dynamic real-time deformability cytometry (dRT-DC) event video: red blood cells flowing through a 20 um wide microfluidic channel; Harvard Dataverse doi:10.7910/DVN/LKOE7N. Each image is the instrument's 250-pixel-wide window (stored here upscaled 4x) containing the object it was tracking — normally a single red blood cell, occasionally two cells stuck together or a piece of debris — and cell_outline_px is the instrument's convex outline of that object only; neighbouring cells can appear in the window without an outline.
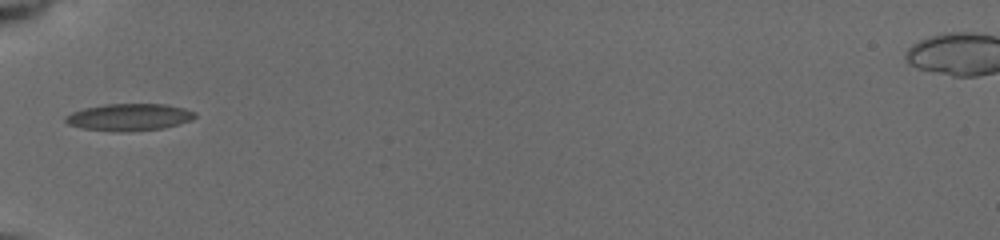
{"species": "common noctule bat (a hibernating species)", "species_latin": "Nyctalus noctula", "temperature_condition": "cold", "stored_images_in_passage": 40, "camera_frame_rate_fps": 3000, "um_per_image_px": 0.085, "animal": {"sex": "female", "body_mass_g": 19.5, "forearm_length_mm": 54.1}, "frame": {"image": 1, "passage_image": 1, "time_ms": 0.0, "image_size_px": [1000, 240], "cell_outline_px": [[196, 116], [192, 120], [164, 128], [124, 132], [116, 132], [84, 128], [68, 124], [64, 120], [64, 116], [72, 112], [84, 108], [104, 104], [164, 104], [184, 108], [196, 112]], "centroid_in_image_um": [10.98, 9.96], "position_along_channel_um": 74.0, "area_um2": 20.46}}
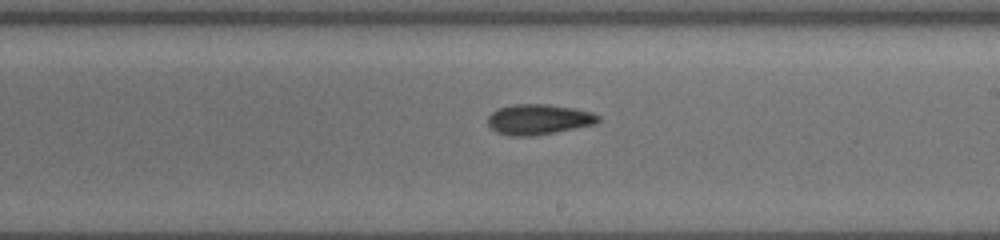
{"frame": {"image": 2, "passage_image": 16, "time_ms": 4.333, "image_size_px": [1000, 240], "cell_outline_px": [[600, 120], [596, 124], [536, 136], [508, 136], [496, 132], [488, 124], [488, 116], [496, 108], [516, 104], [548, 104], [572, 108], [592, 112], [600, 116]], "centroid_in_image_um": [45.77, 10.15], "position_along_channel_um": 243.2, "area_um2": 19.71}}
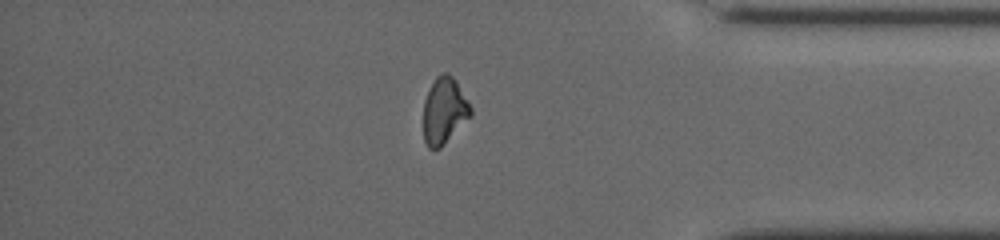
{"frame": {"image": 3, "passage_image": 36, "time_ms": 8.667, "image_size_px": [1000, 240], "cell_outline_px": [[472, 116], [440, 148], [428, 148], [424, 140], [424, 100], [436, 76], [444, 72], [448, 72], [452, 76], [472, 108]], "centroid_in_image_um": [37.77, 9.42], "position_along_channel_um": 397.4, "area_um2": 18.09}, "authors_computed_cell_mechanics": {"area_um2": 18.7561, "velocity_mm_per_s": 3.9417, "shape_relaxation_time_tau1_ms": 3.8584, "shape_relaxation_time_tau2_ms": 3.1997, "deformation_change_tau1": 0.141, "deformation_change_tau2": 0.1004}}